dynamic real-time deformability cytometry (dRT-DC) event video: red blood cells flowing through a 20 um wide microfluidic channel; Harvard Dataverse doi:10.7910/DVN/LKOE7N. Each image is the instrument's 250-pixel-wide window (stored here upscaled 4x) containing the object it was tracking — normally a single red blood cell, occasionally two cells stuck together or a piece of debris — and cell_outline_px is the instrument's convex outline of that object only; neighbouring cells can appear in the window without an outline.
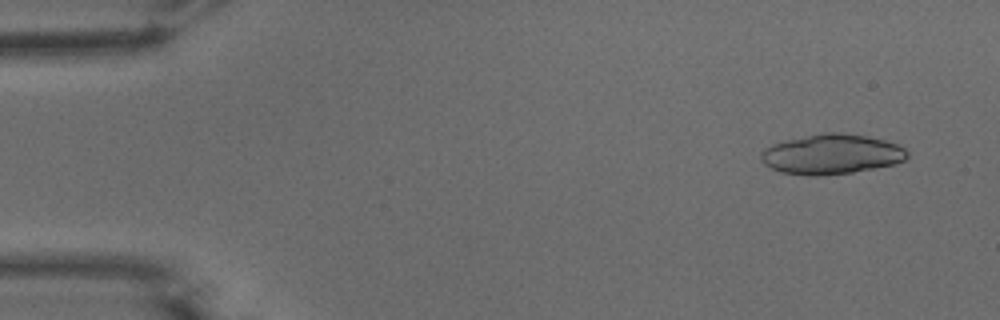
{"species": "common noctule bat (a hibernating species)", "species_latin": "Nyctalus noctula", "temperature_condition": "warm", "stored_images_in_passage": 23, "camera_frame_rate_fps": 3000, "um_per_image_px": 0.085, "animal": {"sex": "male", "body_mass_g": 15.6}, "frame": {"image": 1, "passage_image": 4, "time_ms": 1.0, "image_size_px": [1000, 320], "cell_outline_px": [[908, 156], [904, 160], [896, 164], [852, 172], [816, 176], [812, 176], [780, 172], [764, 164], [760, 160], [760, 152], [764, 148], [788, 140], [824, 132], [840, 132], [868, 136], [884, 140], [896, 144], [904, 148], [908, 152]], "centroid_in_image_um": [70.69, 13.11], "position_along_channel_um": 14.3, "area_um2": 33.93}}